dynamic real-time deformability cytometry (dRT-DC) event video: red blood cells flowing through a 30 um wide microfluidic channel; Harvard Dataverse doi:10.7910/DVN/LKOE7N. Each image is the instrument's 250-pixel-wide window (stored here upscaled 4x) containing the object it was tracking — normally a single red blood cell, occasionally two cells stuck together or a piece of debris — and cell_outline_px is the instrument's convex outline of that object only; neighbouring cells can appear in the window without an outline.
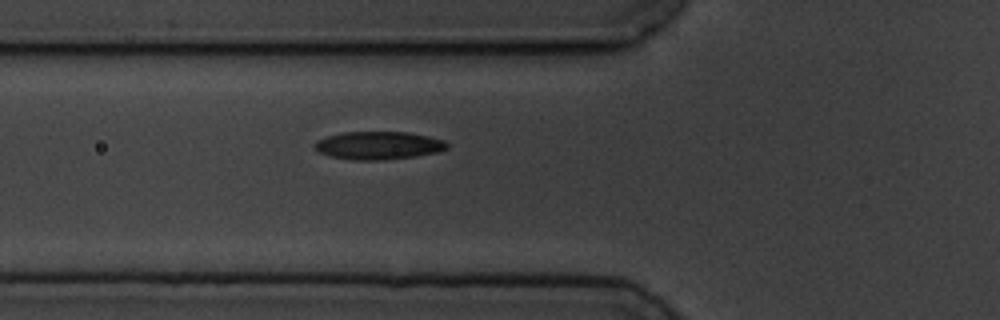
{"species": "common noctule bat (a hibernating species)", "species_latin": "Nyctalus noctula", "temperature_condition": "cold", "stored_images_in_passage": 6, "camera_frame_rate_fps": 3000, "um_per_image_px": 0.085, "animal": {"sex": "male", "body_mass_g": 19.5, "forearm_length_mm": 54.6}, "frame": {"image": 1, "passage_image": 6, "time_ms": 6.0, "image_size_px": [1000, 320], "cell_outline_px": [[448, 148], [440, 152], [416, 156], [384, 160], [352, 160], [332, 156], [320, 152], [312, 148], [312, 144], [316, 140], [328, 136], [344, 132], [408, 132], [428, 136], [444, 140], [448, 144]], "centroid_in_image_um": [32.17, 12.36], "position_along_channel_um": 93.6, "area_um2": 21.73}}